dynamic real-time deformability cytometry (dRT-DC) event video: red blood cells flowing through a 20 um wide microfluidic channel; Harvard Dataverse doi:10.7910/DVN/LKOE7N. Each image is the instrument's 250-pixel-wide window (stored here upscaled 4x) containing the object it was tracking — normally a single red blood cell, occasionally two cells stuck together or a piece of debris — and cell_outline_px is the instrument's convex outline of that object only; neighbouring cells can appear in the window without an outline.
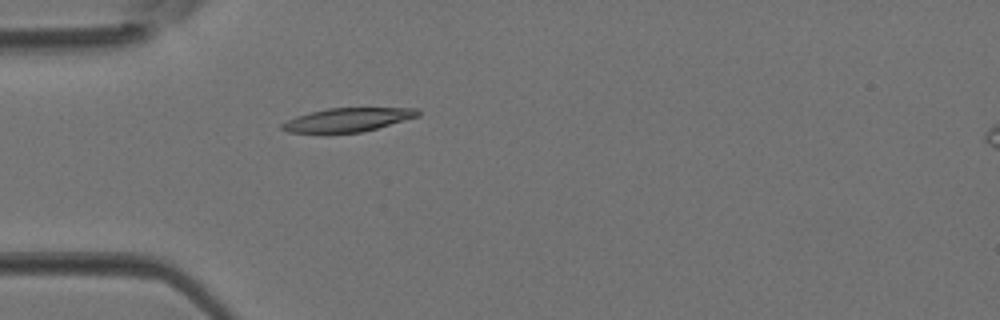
{"species": "Egyptian fruit bat (a non-hibernating species)", "species_latin": "Rousettus aegyptiacus", "temperature_condition": "room temperature", "stored_images_in_passage": 5, "camera_frame_rate_fps": 3000, "um_per_image_px": 0.085, "animal": {"sex": "female"}, "frame": {"image": 1, "passage_image": 4, "time_ms": 1.0, "image_size_px": [1000, 320], "cell_outline_px": [[420, 116], [376, 128], [360, 132], [288, 132], [280, 128], [280, 124], [296, 116], [328, 108], [416, 108], [420, 112]], "centroid_in_image_um": [29.56, 10.17], "position_along_channel_um": 55.4, "area_um2": 18.38}}